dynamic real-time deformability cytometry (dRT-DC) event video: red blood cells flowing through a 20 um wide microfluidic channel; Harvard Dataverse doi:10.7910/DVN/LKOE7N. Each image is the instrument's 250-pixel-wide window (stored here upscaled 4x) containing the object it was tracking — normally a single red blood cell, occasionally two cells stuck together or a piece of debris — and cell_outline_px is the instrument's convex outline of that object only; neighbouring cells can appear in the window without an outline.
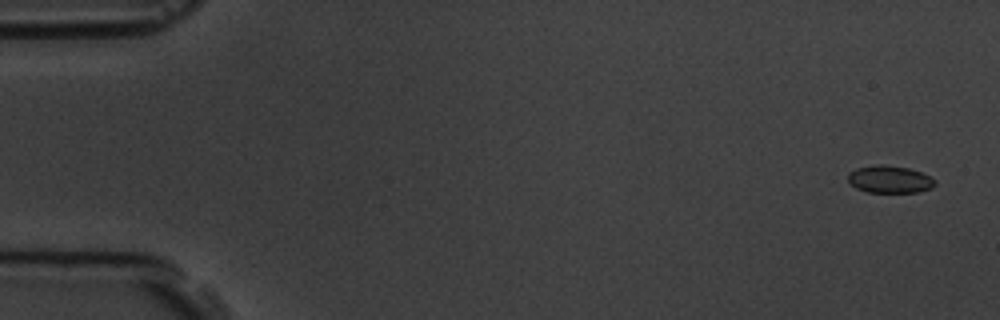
{"species": "common noctule bat (a hibernating species)", "species_latin": "Nyctalus noctula", "temperature_condition": "room temperature", "stored_images_in_passage": 7, "camera_frame_rate_fps": 3000, "um_per_image_px": 0.085, "animal": {"sex": "male", "body_mass_g": 19.5, "forearm_length_mm": 54.6}, "frame": {"image": 1, "passage_image": 1, "time_ms": 0.0, "image_size_px": [1000, 320], "cell_outline_px": [[936, 184], [932, 188], [920, 192], [868, 192], [856, 188], [848, 180], [848, 172], [856, 168], [876, 164], [880, 164], [908, 168], [920, 172], [936, 180]], "centroid_in_image_um": [75.62, 15.24], "position_along_channel_um": 9.4, "area_um2": 13.87}}
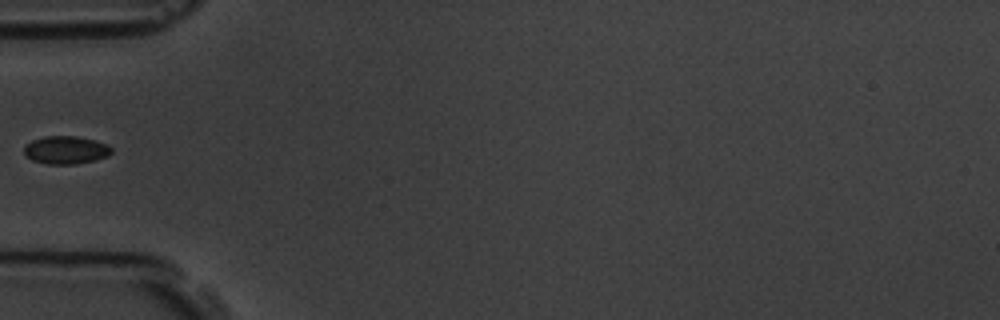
{"frame": {"image": 2, "passage_image": 6, "time_ms": 5.667, "image_size_px": [1000, 320], "cell_outline_px": [[112, 152], [108, 156], [96, 160], [76, 164], [48, 164], [32, 160], [24, 156], [24, 148], [32, 140], [44, 136], [76, 136], [96, 140], [108, 144], [112, 148]], "centroid_in_image_um": [5.62, 12.75], "position_along_channel_um": 79.4, "area_um2": 14.39}}
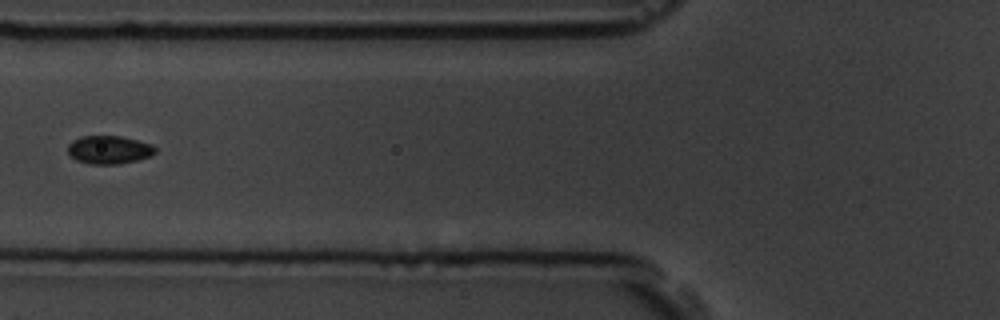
{"frame": {"image": 3, "passage_image": 7, "time_ms": 6.667, "image_size_px": [1000, 320], "cell_outline_px": [[156, 152], [152, 156], [120, 164], [88, 164], [76, 160], [68, 152], [68, 144], [72, 140], [80, 136], [120, 136], [152, 144], [156, 148]], "centroid_in_image_um": [9.27, 12.73], "position_along_channel_um": 116.5, "area_um2": 14.45}}